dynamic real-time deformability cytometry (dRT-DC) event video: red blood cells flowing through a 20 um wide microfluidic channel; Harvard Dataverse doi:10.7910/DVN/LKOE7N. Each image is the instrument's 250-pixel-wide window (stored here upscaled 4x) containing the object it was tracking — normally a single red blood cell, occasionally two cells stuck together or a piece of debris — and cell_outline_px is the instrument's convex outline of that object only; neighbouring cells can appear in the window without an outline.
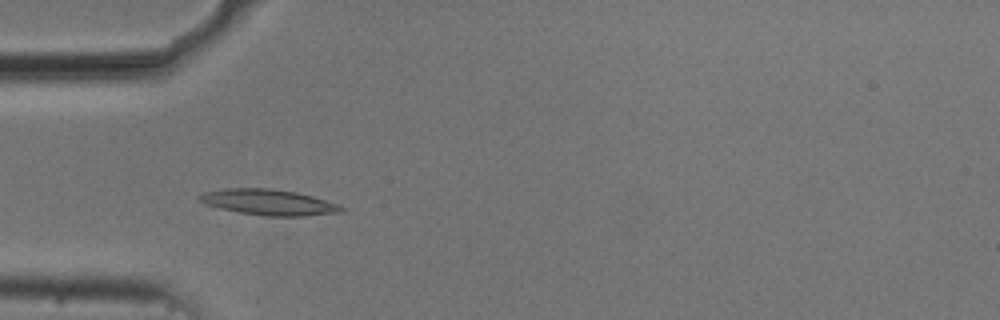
{"species": "common noctule bat (a hibernating species)", "species_latin": "Nyctalus noctula", "temperature_condition": "cold", "stored_images_in_passage": 54, "camera_frame_rate_fps": 3000, "um_per_image_px": 0.085, "animal": {"sex": "male", "body_mass_g": 20.5, "forearm_length_mm": 52.5}, "frame": {"image": 1, "passage_image": 17, "time_ms": 5.333, "image_size_px": [1000, 320], "cell_outline_px": [[348, 212], [304, 216], [264, 216], [240, 212], [204, 204], [196, 196], [204, 192], [224, 188], [268, 188], [296, 192], [312, 196], [340, 204], [348, 208]], "centroid_in_image_um": [22.93, 17.19], "position_along_channel_um": 62.1, "area_um2": 21.56}}
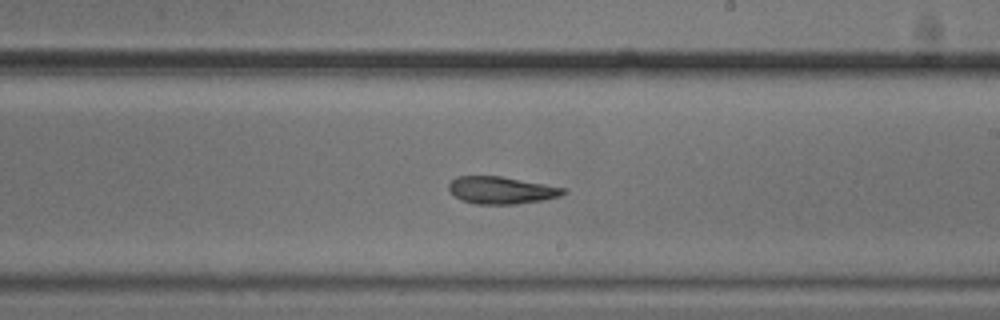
{"frame": {"image": 2, "passage_image": 32, "time_ms": 10.333, "image_size_px": [1000, 320], "cell_outline_px": [[568, 192], [560, 196], [544, 200], [516, 204], [476, 204], [460, 200], [448, 188], [448, 184], [456, 176], [500, 176], [568, 188]], "centroid_in_image_um": [42.65, 16.17], "position_along_channel_um": 246.3, "area_um2": 18.32}}
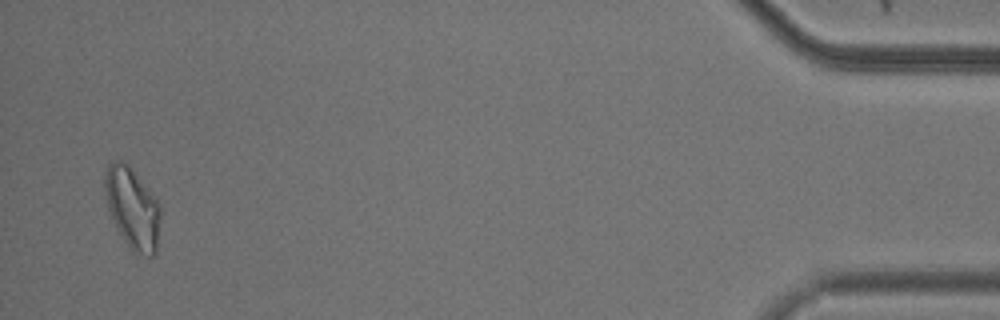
{"frame": {"image": 3, "passage_image": 53, "time_ms": 17.333, "image_size_px": [1000, 320], "cell_outline_px": [[160, 216], [156, 256], [148, 256], [132, 252], [120, 236], [108, 208], [104, 188], [104, 176], [108, 164], [112, 160], [124, 160], [132, 168], [160, 204]], "centroid_in_image_um": [11.25, 17.7], "position_along_channel_um": 424.0, "area_um2": 26.53}, "authors_computed_cell_mechanics": {"area_um2": 20.1144, "velocity_mm_per_s": 3.7132, "shape_relaxation_time_tau1_ms": 7.4102, "shape_relaxation_time_tau2_ms": 5.8932, "deformation_change_tau1": 0.2071, "deformation_change_tau2": 0.1452}}